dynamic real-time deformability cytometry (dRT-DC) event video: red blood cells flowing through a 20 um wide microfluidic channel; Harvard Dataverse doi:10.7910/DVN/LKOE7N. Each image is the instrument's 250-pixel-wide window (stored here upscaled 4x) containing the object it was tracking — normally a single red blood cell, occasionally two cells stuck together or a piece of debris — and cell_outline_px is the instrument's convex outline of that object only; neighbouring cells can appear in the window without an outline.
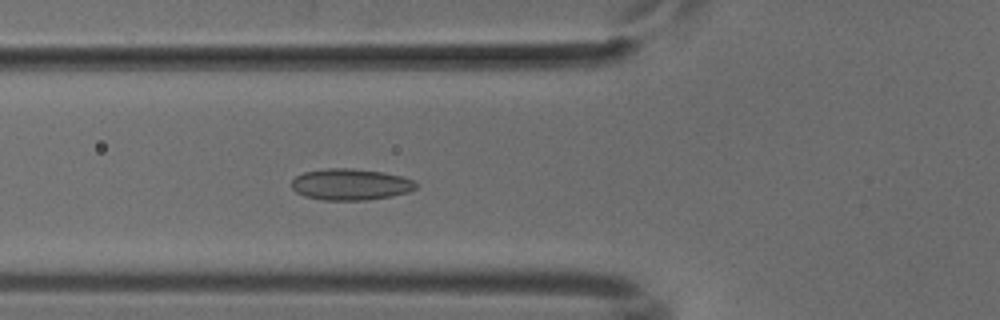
{"species": "common noctule bat (a hibernating species)", "species_latin": "Nyctalus noctula", "temperature_condition": "cold", "stored_images_in_passage": 46, "camera_frame_rate_fps": 3000, "um_per_image_px": 0.085, "animal": {"sex": "male", "body_mass_g": 18.8}, "frame": {"image": 1, "passage_image": 13, "time_ms": 4.0, "image_size_px": [1000, 320], "cell_outline_px": [[416, 188], [408, 192], [368, 200], [324, 200], [304, 196], [296, 192], [292, 188], [292, 180], [296, 176], [304, 172], [328, 168], [352, 168], [380, 172], [400, 176], [412, 180], [416, 184]], "centroid_in_image_um": [29.75, 15.68], "position_along_channel_um": 96.0, "area_um2": 22.48}}
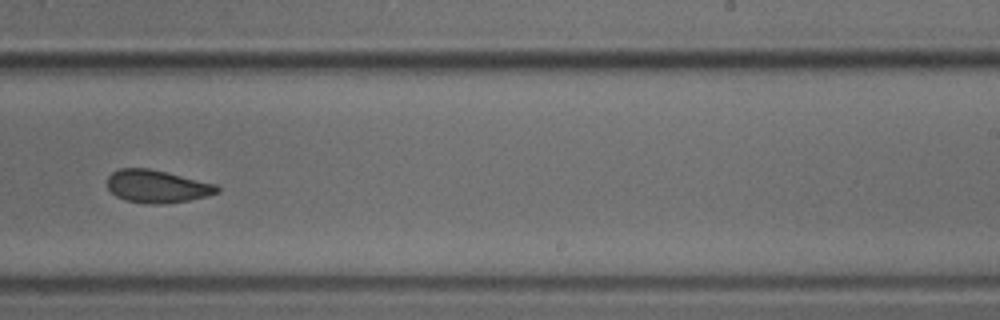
{"frame": {"image": 2, "passage_image": 27, "time_ms": 8.667, "image_size_px": [1000, 320], "cell_outline_px": [[220, 192], [208, 196], [188, 200], [164, 204], [148, 204], [124, 200], [116, 196], [108, 188], [108, 176], [112, 172], [120, 168], [148, 168], [168, 172], [216, 184], [220, 188]], "centroid_in_image_um": [13.36, 15.84], "position_along_channel_um": 275.6, "area_um2": 21.1}}
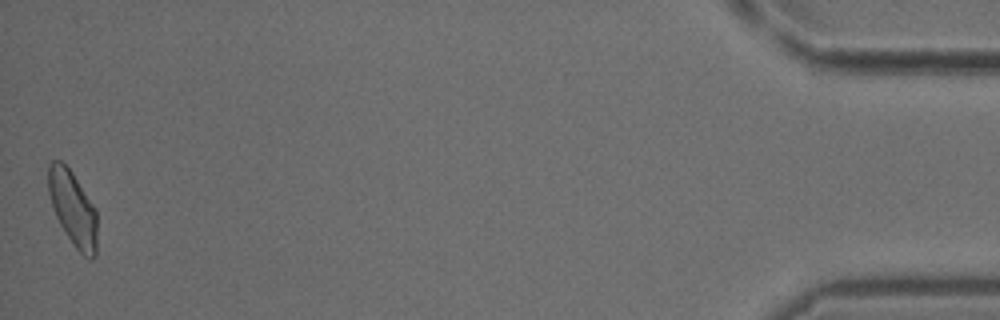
{"frame": {"image": 3, "passage_image": 46, "time_ms": 15.0, "image_size_px": [1000, 320], "cell_outline_px": [[96, 256], [92, 260], [88, 260], [72, 244], [60, 224], [52, 208], [48, 192], [48, 164], [52, 160], [60, 160], [72, 172], [96, 208]], "centroid_in_image_um": [6.19, 17.72], "position_along_channel_um": 429.0, "area_um2": 21.39}}